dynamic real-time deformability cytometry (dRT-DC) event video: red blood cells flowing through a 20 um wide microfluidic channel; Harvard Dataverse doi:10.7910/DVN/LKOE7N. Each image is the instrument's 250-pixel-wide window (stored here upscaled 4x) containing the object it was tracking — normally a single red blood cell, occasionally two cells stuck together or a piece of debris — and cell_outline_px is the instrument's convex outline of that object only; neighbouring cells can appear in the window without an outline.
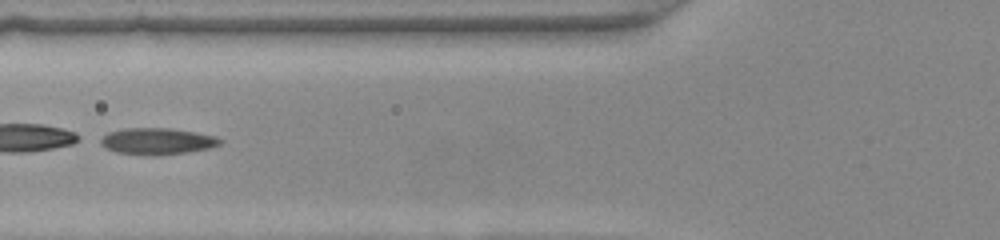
{"species": "common noctule bat (a hibernating species)", "species_latin": "Nyctalus noctula", "temperature_condition": "warm", "stored_images_in_passage": 46, "segment_of_instrument_passage": [2, 2], "camera_frame_rate_fps": 3000, "um_per_image_px": 0.085, "animal": {"sex": "female", "body_mass_g": 22.0, "forearm_length_mm": 56.7}, "frame": {"image": 1, "passage_image": 18, "time_ms": 5.667, "image_size_px": [1000, 240], "cell_outline_px": [[224, 140], [220, 144], [208, 148], [184, 152], [156, 156], [152, 156], [116, 152], [104, 148], [100, 144], [100, 140], [108, 132], [124, 128], [172, 128], [196, 132], [216, 136]], "centroid_in_image_um": [13.35, 12.0], "position_along_channel_um": 112.5, "area_um2": 18.55}}